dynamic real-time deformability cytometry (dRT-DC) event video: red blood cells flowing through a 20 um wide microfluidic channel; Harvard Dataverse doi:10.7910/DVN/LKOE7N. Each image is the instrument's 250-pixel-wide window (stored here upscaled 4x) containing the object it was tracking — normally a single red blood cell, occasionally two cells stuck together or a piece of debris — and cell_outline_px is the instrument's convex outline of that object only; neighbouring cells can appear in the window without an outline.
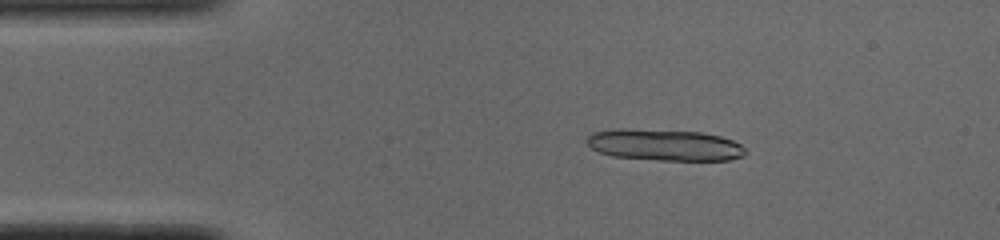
{"species": "common noctule bat (a hibernating species)", "species_latin": "Nyctalus noctula", "temperature_condition": "cold", "stored_images_in_passage": 17, "camera_frame_rate_fps": 3000, "um_per_image_px": 0.085, "animal": {"sex": "male", "body_mass_g": 19.0, "forearm_length_mm": 50.8}, "frame": {"image": 1, "passage_image": 8, "time_ms": 2.333, "image_size_px": [1000, 240], "cell_outline_px": [[748, 152], [744, 156], [728, 160], [660, 160], [612, 156], [600, 152], [592, 148], [584, 140], [592, 132], [620, 128], [624, 128], [700, 132], [720, 136], [732, 140], [740, 144]], "centroid_in_image_um": [56.48, 12.32], "position_along_channel_um": 28.5, "area_um2": 29.13}}